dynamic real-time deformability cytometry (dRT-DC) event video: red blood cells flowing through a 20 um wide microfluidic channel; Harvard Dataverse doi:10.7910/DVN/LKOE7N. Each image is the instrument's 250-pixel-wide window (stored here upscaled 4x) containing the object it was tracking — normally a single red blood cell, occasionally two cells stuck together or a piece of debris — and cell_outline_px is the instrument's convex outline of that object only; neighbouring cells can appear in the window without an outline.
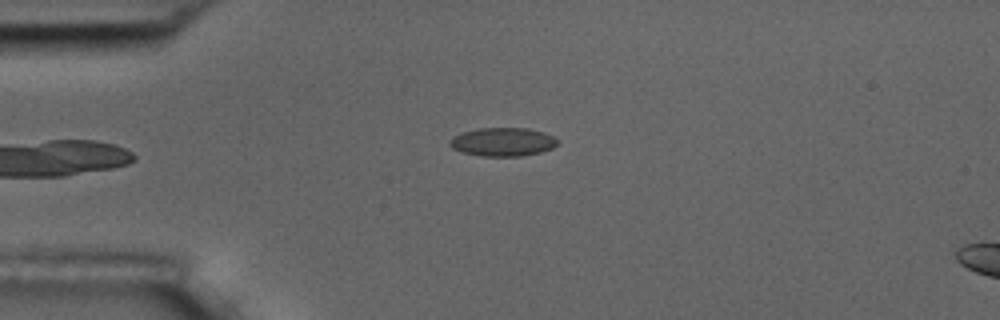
{"species": "common noctule bat (a hibernating species)", "species_latin": "Nyctalus noctula", "temperature_condition": "room temperature", "stored_images_in_passage": 5, "camera_frame_rate_fps": 3000, "um_per_image_px": 0.085, "animal": {"sex": "male", "body_mass_g": 17.5, "forearm_length_mm": 52.3}, "frame": {"image": 1, "passage_image": 5, "time_ms": 4.667, "image_size_px": [1000, 320], "cell_outline_px": [[560, 140], [552, 148], [540, 152], [520, 156], [480, 156], [460, 152], [452, 148], [448, 144], [448, 140], [452, 136], [464, 132], [480, 128], [528, 128], [544, 132]], "centroid_in_image_um": [42.7, 12.06], "position_along_channel_um": 42.3, "area_um2": 18.03}}